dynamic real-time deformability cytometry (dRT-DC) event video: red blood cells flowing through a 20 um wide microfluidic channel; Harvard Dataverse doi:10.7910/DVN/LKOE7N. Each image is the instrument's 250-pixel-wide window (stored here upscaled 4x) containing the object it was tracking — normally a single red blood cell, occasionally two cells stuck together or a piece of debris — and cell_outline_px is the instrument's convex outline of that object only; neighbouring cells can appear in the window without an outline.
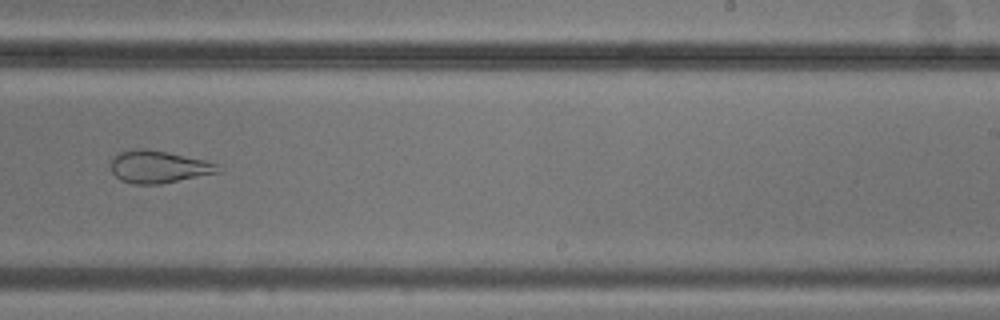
{"species": "common noctule bat (a hibernating species)", "species_latin": "Nyctalus noctula", "temperature_condition": "cold", "stored_images_in_passage": 10, "camera_frame_rate_fps": 3000, "um_per_image_px": 0.085, "animal": {"sex": "male", "body_mass_g": 20.5, "forearm_length_mm": 52.5}, "frame": {"image": 1, "passage_image": 10, "time_ms": 10.333, "image_size_px": [1000, 320], "cell_outline_px": [[220, 172], [160, 184], [132, 184], [120, 180], [112, 172], [112, 156], [120, 152], [136, 148], [144, 148], [168, 152], [208, 160], [216, 164]], "centroid_in_image_um": [13.46, 14.17], "position_along_channel_um": 275.5, "area_um2": 20.23}}